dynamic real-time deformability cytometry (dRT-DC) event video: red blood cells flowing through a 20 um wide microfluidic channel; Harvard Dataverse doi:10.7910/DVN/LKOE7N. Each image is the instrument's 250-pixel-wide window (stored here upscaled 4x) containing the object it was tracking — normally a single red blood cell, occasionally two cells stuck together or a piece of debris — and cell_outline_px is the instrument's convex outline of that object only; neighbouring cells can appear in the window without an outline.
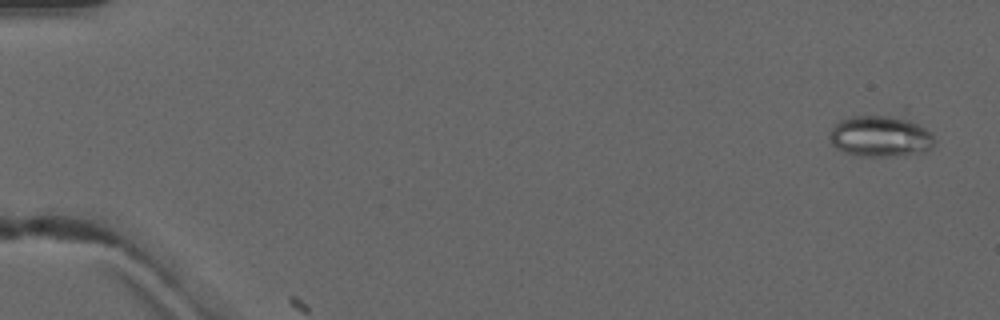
{"species": "common noctule bat (a hibernating species)", "species_latin": "Nyctalus noctula", "temperature_condition": "warm", "stored_images_in_passage": 2, "camera_frame_rate_fps": 3000, "um_per_image_px": 0.085, "animal": {"sex": "male", "forearm_length_mm": 52.5}, "frame": {"image": 1, "passage_image": 1, "time_ms": 0.0, "image_size_px": [1000, 320], "cell_outline_px": [[936, 140], [932, 148], [928, 152], [896, 156], [856, 156], [844, 152], [836, 148], [832, 144], [832, 128], [840, 120], [852, 116], [904, 104], [932, 132]], "centroid_in_image_um": [75.07, 11.36], "position_along_channel_um": 9.9, "area_um2": 28.9}}